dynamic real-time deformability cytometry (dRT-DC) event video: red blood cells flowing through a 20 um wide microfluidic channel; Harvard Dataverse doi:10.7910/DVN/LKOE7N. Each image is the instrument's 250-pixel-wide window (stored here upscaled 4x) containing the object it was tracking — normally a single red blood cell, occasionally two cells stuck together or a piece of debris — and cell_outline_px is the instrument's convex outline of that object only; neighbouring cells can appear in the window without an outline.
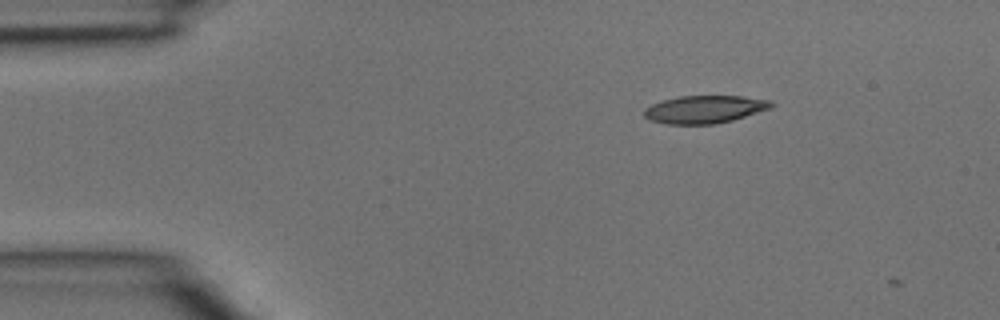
{"species": "common noctule bat (a hibernating species)", "species_latin": "Nyctalus noctula", "temperature_condition": "room temperature", "stored_images_in_passage": 2, "camera_frame_rate_fps": 3000, "um_per_image_px": 0.085, "animal": {"sex": "male", "body_mass_g": 15.6}, "frame": {"image": 1, "passage_image": 1, "time_ms": 0.0, "image_size_px": [1000, 320], "cell_outline_px": [[776, 104], [772, 108], [732, 120], [716, 124], [664, 124], [648, 120], [644, 116], [644, 108], [652, 104], [664, 100], [680, 96], [740, 96], [768, 100]], "centroid_in_image_um": [59.88, 9.3], "position_along_channel_um": 25.1, "area_um2": 20.58}}